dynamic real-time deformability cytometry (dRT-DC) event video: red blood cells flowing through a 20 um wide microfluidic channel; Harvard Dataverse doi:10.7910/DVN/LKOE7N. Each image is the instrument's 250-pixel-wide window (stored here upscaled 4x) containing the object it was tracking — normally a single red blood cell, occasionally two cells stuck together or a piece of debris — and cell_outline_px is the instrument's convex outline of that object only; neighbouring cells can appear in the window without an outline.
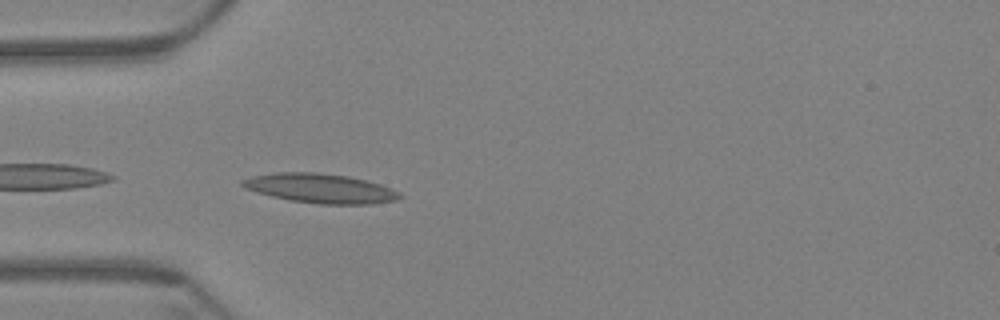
{"species": "Egyptian fruit bat (a non-hibernating species)", "species_latin": "Rousettus aegyptiacus", "temperature_condition": "warm", "stored_images_in_passage": 7, "camera_frame_rate_fps": 3000, "um_per_image_px": 0.085, "animal": {"sex": "female"}, "frame": {"image": 1, "passage_image": 2, "time_ms": 0.333, "image_size_px": [1000, 320], "cell_outline_px": [[404, 196], [396, 200], [372, 204], [320, 204], [288, 200], [256, 192], [244, 188], [240, 184], [240, 180], [252, 176], [276, 172], [316, 172], [348, 176], [380, 184], [392, 188], [400, 192]], "centroid_in_image_um": [27.22, 16.01], "position_along_channel_um": 57.8, "area_um2": 27.11}}